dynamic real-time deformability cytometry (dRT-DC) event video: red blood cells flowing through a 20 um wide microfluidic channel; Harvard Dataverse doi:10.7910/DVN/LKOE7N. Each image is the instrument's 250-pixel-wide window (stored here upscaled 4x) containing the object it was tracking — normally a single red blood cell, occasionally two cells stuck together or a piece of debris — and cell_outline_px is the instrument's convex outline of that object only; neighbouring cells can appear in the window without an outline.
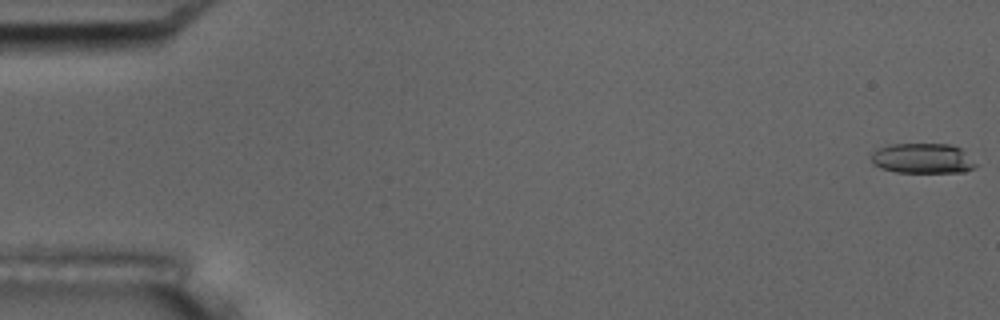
{"species": "common noctule bat (a hibernating species)", "species_latin": "Nyctalus noctula", "temperature_condition": "room temperature", "stored_images_in_passage": 57, "camera_frame_rate_fps": 3000, "um_per_image_px": 0.085, "animal": {"sex": "male", "body_mass_g": 17.5, "forearm_length_mm": 52.3}, "frame": {"image": 1, "passage_image": 1, "time_ms": 0.0, "image_size_px": [1000, 320], "cell_outline_px": [[976, 164], [972, 168], [964, 172], [896, 172], [880, 168], [872, 164], [872, 152], [876, 148], [888, 144], [948, 144], [960, 148]], "centroid_in_image_um": [78.35, 13.46], "position_along_channel_um": 6.7, "area_um2": 18.26}}
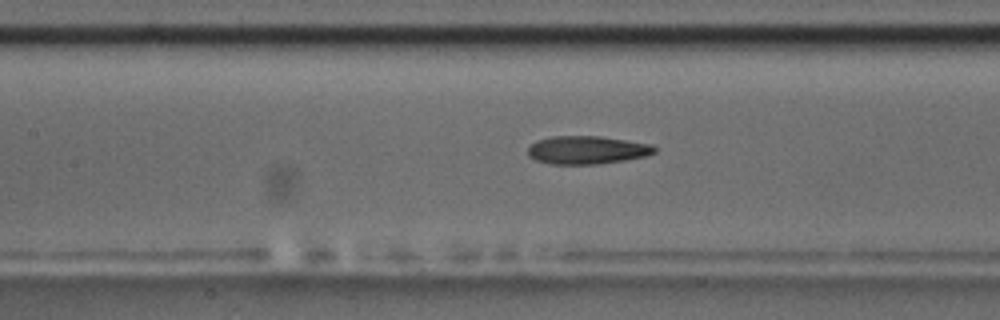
{"frame": {"image": 2, "passage_image": 26, "time_ms": 8.333, "image_size_px": [1000, 320], "cell_outline_px": [[656, 152], [648, 156], [624, 160], [596, 164], [552, 164], [536, 160], [528, 156], [528, 148], [536, 140], [552, 136], [600, 136], [652, 144], [656, 148]], "centroid_in_image_um": [49.91, 12.74], "position_along_channel_um": 157.5, "area_um2": 20.81}}
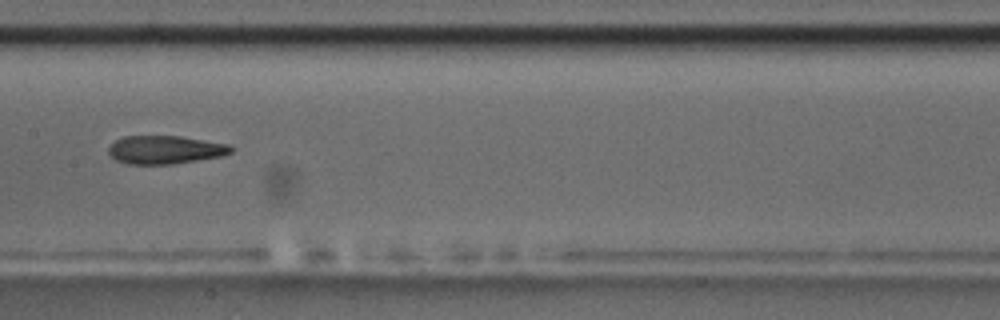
{"frame": {"image": 3, "passage_image": 29, "time_ms": 9.333, "image_size_px": [1000, 320], "cell_outline_px": [[232, 152], [220, 156], [172, 164], [128, 164], [116, 160], [108, 152], [108, 148], [116, 140], [124, 136], [180, 136], [228, 144], [232, 148]], "centroid_in_image_um": [14.01, 12.72], "position_along_channel_um": 193.4, "area_um2": 19.94}, "authors_computed_cell_mechanics": {"area_um2": 20.808, "velocity_mm_per_s": 3.6244, "shape_relaxation_time_tau1_ms": 11.3375, "shape_relaxation_time_tau2_ms": 4.2078, "deformation_change_tau1": 0.2651, "deformation_change_tau2": 0.1267}}